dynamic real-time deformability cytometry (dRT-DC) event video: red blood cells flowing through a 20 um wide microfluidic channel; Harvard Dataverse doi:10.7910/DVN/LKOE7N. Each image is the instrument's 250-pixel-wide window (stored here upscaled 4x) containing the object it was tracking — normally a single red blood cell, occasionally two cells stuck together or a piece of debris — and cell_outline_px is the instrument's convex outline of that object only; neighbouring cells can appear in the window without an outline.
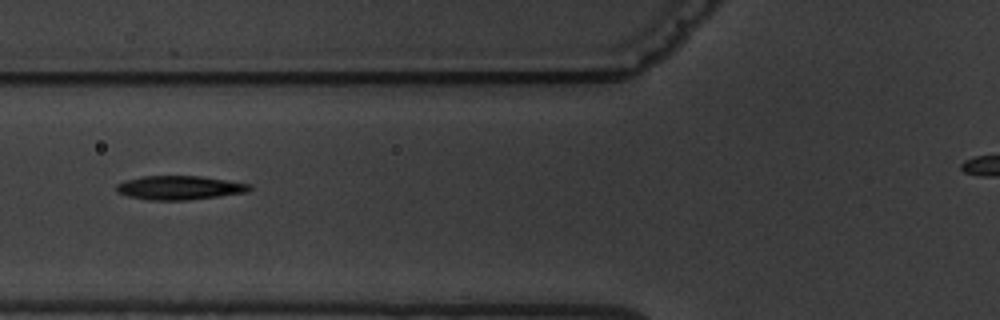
{"species": "common noctule bat (a hibernating species)", "species_latin": "Nyctalus noctula", "temperature_condition": "warm", "stored_images_in_passage": 4, "camera_frame_rate_fps": 3000, "um_per_image_px": 0.085, "animal": {"sex": "male", "body_mass_g": 19.5, "forearm_length_mm": 54.6}, "frame": {"image": 1, "passage_image": 4, "time_ms": 3.333, "image_size_px": [1000, 320], "cell_outline_px": [[252, 188], [248, 192], [220, 196], [188, 200], [148, 200], [128, 196], [116, 192], [116, 184], [128, 180], [144, 176], [200, 176], [252, 184]], "centroid_in_image_um": [15.28, 15.96], "position_along_channel_um": 110.5, "area_um2": 18.55}}